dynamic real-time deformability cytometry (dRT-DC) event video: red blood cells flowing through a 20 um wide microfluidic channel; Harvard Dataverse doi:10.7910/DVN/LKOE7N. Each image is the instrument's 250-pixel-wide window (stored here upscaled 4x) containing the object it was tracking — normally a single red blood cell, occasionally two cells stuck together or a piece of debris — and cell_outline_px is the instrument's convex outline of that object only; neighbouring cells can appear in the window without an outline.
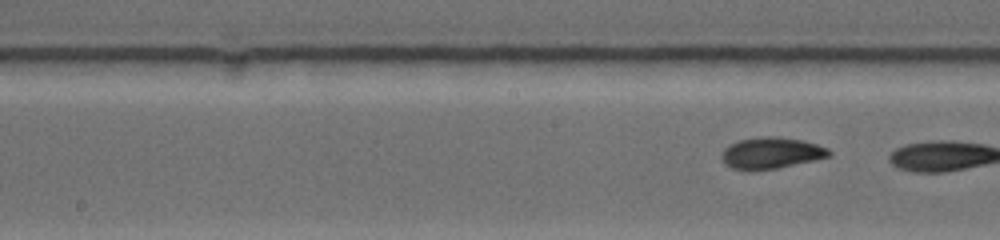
{"species": "common noctule bat (a hibernating species)", "species_latin": "Nyctalus noctula", "temperature_condition": "warm", "stored_images_in_passage": 16, "segment_of_instrument_passage": [2, 2], "camera_frame_rate_fps": 4500, "um_per_image_px": 0.085, "animal": {"sex": "female", "body_mass_g": 19.0, "forearm_length_mm": 53.3}, "frame": {"image": 1, "passage_image": 16, "time_ms": 7.111, "image_size_px": [1000, 240], "cell_outline_px": [[832, 156], [776, 168], [752, 172], [748, 172], [732, 168], [724, 164], [720, 156], [724, 148], [728, 144], [740, 140], [760, 136], [780, 136], [800, 140], [816, 144], [828, 148], [832, 152]], "centroid_in_image_um": [65.5, 13.02], "position_along_channel_um": 182.7, "area_um2": 20.0}}